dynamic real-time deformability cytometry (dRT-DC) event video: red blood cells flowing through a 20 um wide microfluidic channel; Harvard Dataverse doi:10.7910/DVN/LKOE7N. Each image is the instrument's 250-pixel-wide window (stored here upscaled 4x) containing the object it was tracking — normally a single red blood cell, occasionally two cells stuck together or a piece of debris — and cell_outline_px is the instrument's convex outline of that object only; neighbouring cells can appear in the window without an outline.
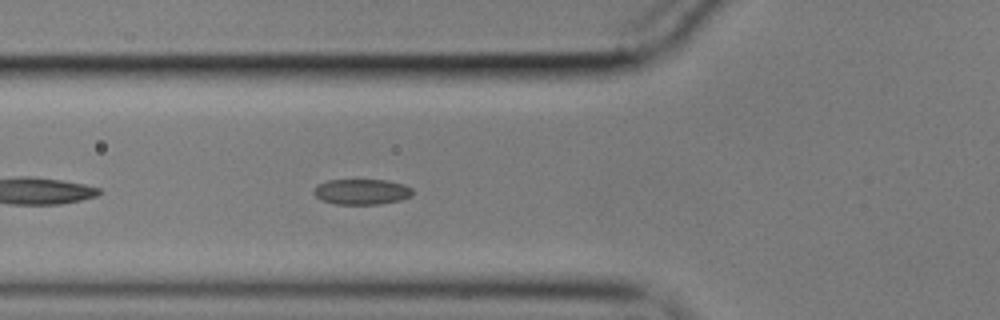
{"species": "common noctule bat (a hibernating species)", "species_latin": "Nyctalus noctula", "temperature_condition": "cold", "stored_images_in_passage": 42, "camera_frame_rate_fps": 3000, "um_per_image_px": 0.085, "animal": {"sex": "male", "body_mass_g": 17.9}, "frame": {"image": 1, "passage_image": 6, "time_ms": 1.667, "image_size_px": [1000, 320], "cell_outline_px": [[412, 196], [400, 200], [380, 204], [336, 204], [320, 200], [312, 192], [316, 184], [328, 180], [388, 180], [404, 184], [412, 188]], "centroid_in_image_um": [30.72, 16.29], "position_along_channel_um": 95.1, "area_um2": 14.85}}
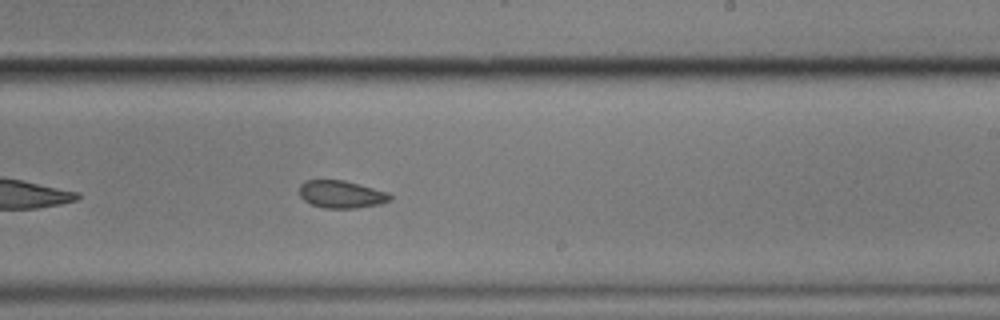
{"frame": {"image": 2, "passage_image": 20, "time_ms": 6.333, "image_size_px": [1000, 320], "cell_outline_px": [[392, 200], [380, 204], [356, 208], [324, 208], [312, 204], [304, 200], [300, 196], [300, 184], [304, 180], [344, 180], [388, 192], [392, 196]], "centroid_in_image_um": [29.02, 16.51], "position_along_channel_um": 260.0, "area_um2": 14.57}}
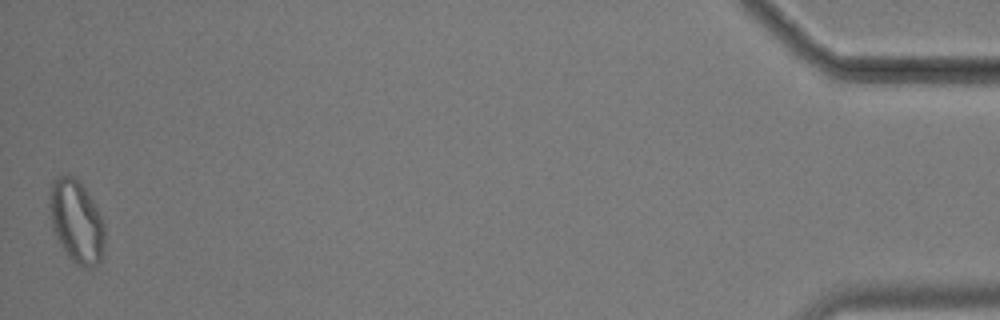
{"frame": {"image": 3, "passage_image": 42, "time_ms": 13.667, "image_size_px": [1000, 320], "cell_outline_px": [[104, 244], [100, 260], [92, 268], [84, 268], [76, 264], [64, 252], [52, 228], [48, 204], [48, 192], [52, 180], [56, 176], [68, 172], [84, 188], [96, 204], [104, 224]], "centroid_in_image_um": [6.46, 18.78], "position_along_channel_um": 428.7, "area_um2": 27.05}, "authors_computed_cell_mechanics": {"area_um2": 15.028, "velocity_mm_per_s": 3.5267, "shape_relaxation_time_tau1_ms": null, "shape_relaxation_time_tau2_ms": 3.7805, "deformation_change_tau1": null, "deformation_change_tau2": 0.0822}}